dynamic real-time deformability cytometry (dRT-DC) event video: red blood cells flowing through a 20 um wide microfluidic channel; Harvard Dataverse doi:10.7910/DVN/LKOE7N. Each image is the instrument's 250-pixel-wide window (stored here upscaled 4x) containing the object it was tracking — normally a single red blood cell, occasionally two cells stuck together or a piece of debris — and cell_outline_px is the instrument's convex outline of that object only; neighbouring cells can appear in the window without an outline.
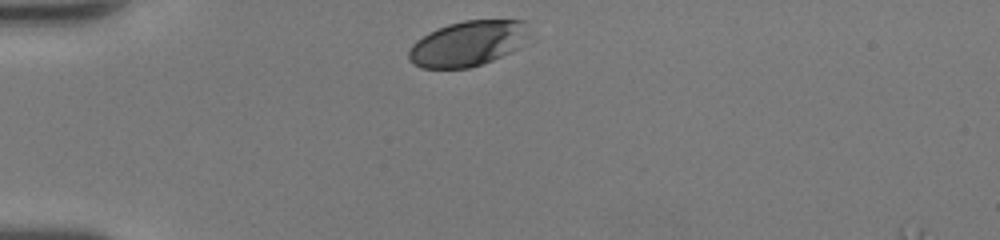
{"species": "human", "species_latin": "Homo sapiens", "temperature_condition": "room temperature", "stored_images_in_passage": 29, "camera_frame_rate_fps": 3000, "um_per_image_px": 0.085, "donor": {"sex": "female"}, "frame": {"image": 1, "passage_image": 1, "time_ms": 0.0, "image_size_px": [1000, 240], "cell_outline_px": [[528, 20], [520, 48], [512, 52], [492, 60], [468, 68], [420, 68], [412, 64], [408, 60], [408, 52], [412, 44], [416, 40], [448, 24], [464, 20]], "centroid_in_image_um": [39.72, 3.71], "position_along_channel_um": 45.3, "area_um2": 31.44}}
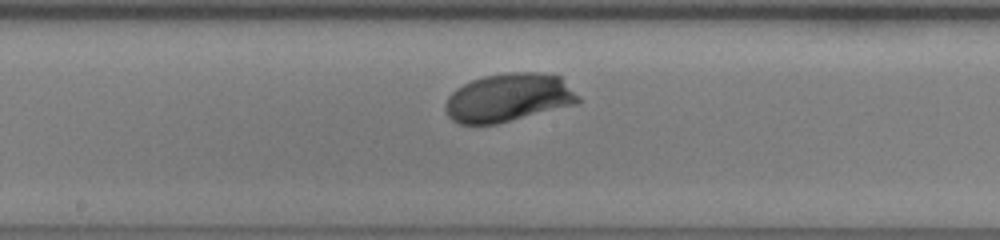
{"frame": {"image": 2, "passage_image": 15, "time_ms": 4.667, "image_size_px": [1000, 240], "cell_outline_px": [[580, 100], [576, 104], [496, 124], [460, 124], [452, 120], [448, 116], [444, 108], [444, 104], [448, 96], [456, 88], [472, 80], [484, 76], [504, 72], [540, 72], [560, 76], [580, 96]], "centroid_in_image_um": [43.21, 8.29], "position_along_channel_um": 205.0, "area_um2": 37.57}}
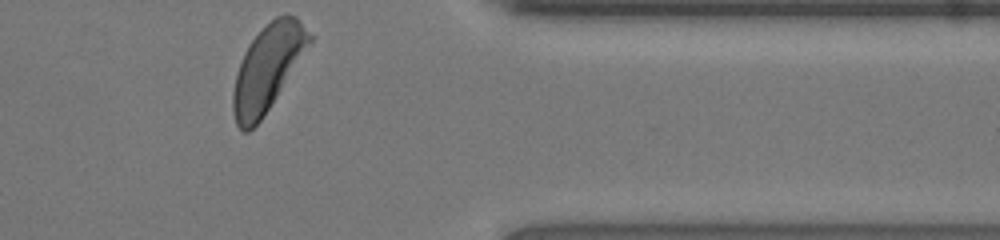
{"frame": {"image": 3, "passage_image": 29, "time_ms": 9.333, "image_size_px": [1000, 240], "cell_outline_px": [[316, 36], [312, 44], [260, 120], [248, 132], [244, 132], [236, 124], [232, 112], [232, 92], [236, 72], [244, 52], [248, 44], [276, 16], [284, 12], [296, 16]], "centroid_in_image_um": [22.78, 5.74], "position_along_channel_um": 388.6, "area_um2": 38.32}, "authors_computed_cell_mechanics": {"area_um2": 36.7608, "velocity_mm_per_s": 4.1838, "shape_relaxation_time_tau1_ms": 2.2202, "shape_relaxation_time_tau2_ms": null, "deformation_change_tau1": 0.1188, "deformation_change_tau2": null}}